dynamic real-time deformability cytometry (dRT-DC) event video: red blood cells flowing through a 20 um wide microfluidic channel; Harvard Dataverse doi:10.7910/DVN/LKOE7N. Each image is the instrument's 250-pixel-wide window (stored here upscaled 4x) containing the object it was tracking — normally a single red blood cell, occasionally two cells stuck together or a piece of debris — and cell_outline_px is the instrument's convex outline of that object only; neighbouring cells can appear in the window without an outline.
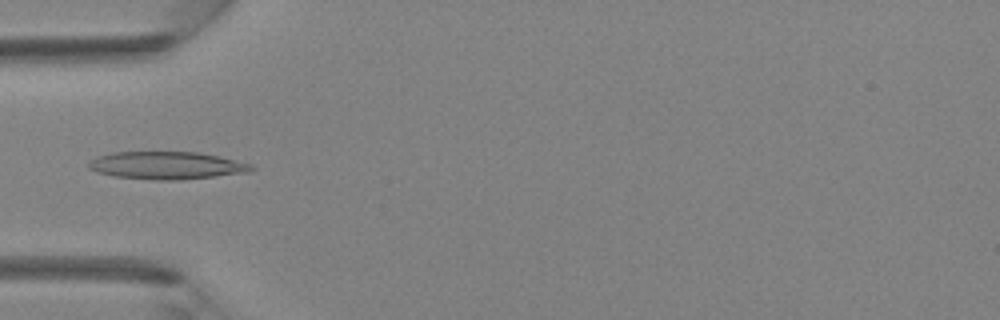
{"species": "Egyptian fruit bat (a non-hibernating species)", "species_latin": "Rousettus aegyptiacus", "temperature_condition": "room temperature", "stored_images_in_passage": 4, "camera_frame_rate_fps": 3000, "um_per_image_px": 0.085, "animal": {"sex": "female"}, "frame": {"image": 1, "passage_image": 3, "time_ms": 3.333, "image_size_px": [1000, 320], "cell_outline_px": [[256, 168], [248, 172], [216, 176], [180, 180], [156, 180], [112, 176], [96, 172], [88, 168], [88, 164], [96, 156], [112, 152], [200, 152], [252, 164]], "centroid_in_image_um": [14.15, 14.06], "position_along_channel_um": 70.9, "area_um2": 26.24}}
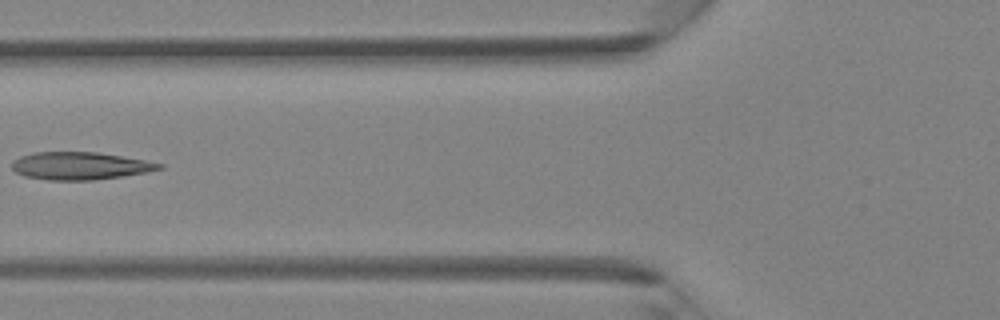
{"frame": {"image": 2, "passage_image": 4, "time_ms": 4.333, "image_size_px": [1000, 320], "cell_outline_px": [[164, 168], [144, 172], [120, 176], [92, 180], [48, 180], [24, 176], [16, 172], [12, 168], [12, 160], [20, 156], [32, 152], [96, 152], [144, 160], [164, 164]], "centroid_in_image_um": [6.74, 14.09], "position_along_channel_um": 119.1, "area_um2": 23.52}}